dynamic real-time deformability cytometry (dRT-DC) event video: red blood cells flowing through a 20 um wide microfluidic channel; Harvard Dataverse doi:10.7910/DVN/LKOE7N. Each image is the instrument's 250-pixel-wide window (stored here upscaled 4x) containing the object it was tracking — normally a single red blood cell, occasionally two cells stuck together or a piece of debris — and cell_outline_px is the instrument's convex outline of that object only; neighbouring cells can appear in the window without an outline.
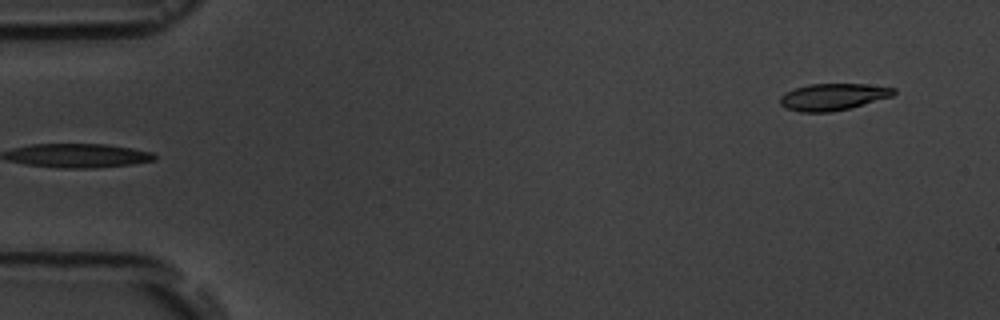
{"species": "common noctule bat (a hibernating species)", "species_latin": "Nyctalus noctula", "temperature_condition": "room temperature", "stored_images_in_passage": 6, "camera_frame_rate_fps": 3000, "um_per_image_px": 0.085, "animal": {"sex": "male", "body_mass_g": 19.5, "forearm_length_mm": 54.6}, "frame": {"image": 1, "passage_image": 6, "time_ms": 5.667, "image_size_px": [1000, 320], "cell_outline_px": [[896, 92], [892, 96], [848, 108], [832, 112], [800, 112], [784, 108], [780, 104], [780, 96], [784, 92], [808, 84], [864, 84], [896, 88]], "centroid_in_image_um": [70.76, 8.23], "position_along_channel_um": 14.2, "area_um2": 17.69}}